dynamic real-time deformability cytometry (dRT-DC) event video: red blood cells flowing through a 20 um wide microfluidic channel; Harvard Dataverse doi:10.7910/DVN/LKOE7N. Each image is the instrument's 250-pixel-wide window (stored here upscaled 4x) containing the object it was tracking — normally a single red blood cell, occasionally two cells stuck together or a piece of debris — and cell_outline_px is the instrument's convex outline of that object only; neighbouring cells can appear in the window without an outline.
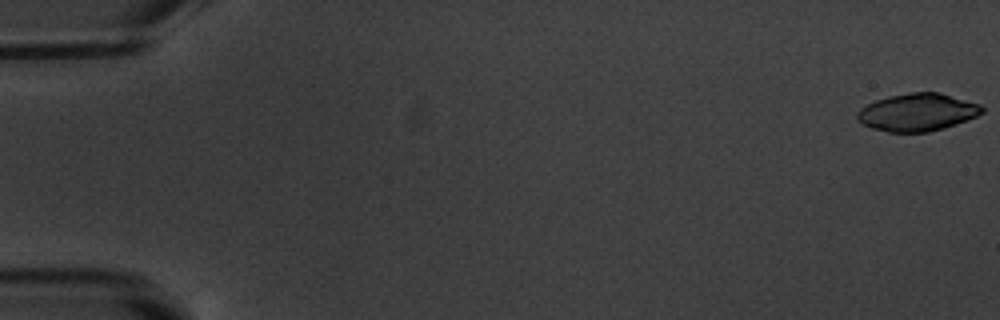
{"species": "common noctule bat (a hibernating species)", "species_latin": "Nyctalus noctula", "temperature_condition": "warm", "stored_images_in_passage": 7, "camera_frame_rate_fps": 3000, "um_per_image_px": 0.085, "animal": {"sex": "male", "body_mass_g": 20.1, "forearm_length_mm": 53.5}, "frame": {"image": 1, "passage_image": 1, "time_ms": 0.0, "image_size_px": [1000, 320], "cell_outline_px": [[984, 112], [976, 116], [944, 128], [928, 132], [888, 132], [872, 128], [856, 120], [856, 112], [860, 108], [876, 100], [888, 96], [912, 92], [936, 92], [980, 104], [984, 108]], "centroid_in_image_um": [77.95, 9.55], "position_along_channel_um": 7.1, "area_um2": 27.17}}